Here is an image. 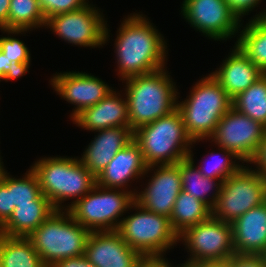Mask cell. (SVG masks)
I'll list each match as a JSON object with an SVG mask.
<instances>
[{
  "label": "cell",
  "mask_w": 266,
  "mask_h": 267,
  "mask_svg": "<svg viewBox=\"0 0 266 267\" xmlns=\"http://www.w3.org/2000/svg\"><path fill=\"white\" fill-rule=\"evenodd\" d=\"M148 18L141 11L133 12L124 16L117 28L113 49L120 82L167 65V39Z\"/></svg>",
  "instance_id": "obj_1"
},
{
  "label": "cell",
  "mask_w": 266,
  "mask_h": 267,
  "mask_svg": "<svg viewBox=\"0 0 266 267\" xmlns=\"http://www.w3.org/2000/svg\"><path fill=\"white\" fill-rule=\"evenodd\" d=\"M167 68L122 81V90L128 103L130 128L133 131L177 108V82H174Z\"/></svg>",
  "instance_id": "obj_2"
},
{
  "label": "cell",
  "mask_w": 266,
  "mask_h": 267,
  "mask_svg": "<svg viewBox=\"0 0 266 267\" xmlns=\"http://www.w3.org/2000/svg\"><path fill=\"white\" fill-rule=\"evenodd\" d=\"M30 167L38 177L41 193L55 210H68L96 184V177L78 156H42Z\"/></svg>",
  "instance_id": "obj_3"
},
{
  "label": "cell",
  "mask_w": 266,
  "mask_h": 267,
  "mask_svg": "<svg viewBox=\"0 0 266 267\" xmlns=\"http://www.w3.org/2000/svg\"><path fill=\"white\" fill-rule=\"evenodd\" d=\"M177 93V109L193 144L208 140L223 115L232 107V98L210 74L190 88L185 99ZM182 100V101H181Z\"/></svg>",
  "instance_id": "obj_4"
},
{
  "label": "cell",
  "mask_w": 266,
  "mask_h": 267,
  "mask_svg": "<svg viewBox=\"0 0 266 267\" xmlns=\"http://www.w3.org/2000/svg\"><path fill=\"white\" fill-rule=\"evenodd\" d=\"M133 140L140 146L147 166L176 164L188 158L192 146L195 148L177 108L137 128Z\"/></svg>",
  "instance_id": "obj_5"
},
{
  "label": "cell",
  "mask_w": 266,
  "mask_h": 267,
  "mask_svg": "<svg viewBox=\"0 0 266 267\" xmlns=\"http://www.w3.org/2000/svg\"><path fill=\"white\" fill-rule=\"evenodd\" d=\"M90 233L68 210H55L27 237L44 266L50 267L65 258L84 255Z\"/></svg>",
  "instance_id": "obj_6"
},
{
  "label": "cell",
  "mask_w": 266,
  "mask_h": 267,
  "mask_svg": "<svg viewBox=\"0 0 266 267\" xmlns=\"http://www.w3.org/2000/svg\"><path fill=\"white\" fill-rule=\"evenodd\" d=\"M129 210L132 213L123 217L116 231L143 258H164L165 253L178 245L179 236L169 218L145 209L136 201Z\"/></svg>",
  "instance_id": "obj_7"
},
{
  "label": "cell",
  "mask_w": 266,
  "mask_h": 267,
  "mask_svg": "<svg viewBox=\"0 0 266 267\" xmlns=\"http://www.w3.org/2000/svg\"><path fill=\"white\" fill-rule=\"evenodd\" d=\"M134 201L135 195L132 192L95 184L68 211L79 224L91 232L116 231L123 216L130 213L129 207Z\"/></svg>",
  "instance_id": "obj_8"
},
{
  "label": "cell",
  "mask_w": 266,
  "mask_h": 267,
  "mask_svg": "<svg viewBox=\"0 0 266 267\" xmlns=\"http://www.w3.org/2000/svg\"><path fill=\"white\" fill-rule=\"evenodd\" d=\"M107 22L103 10L91 1L79 10L46 19L44 29H50L66 43L92 49L109 43L111 31Z\"/></svg>",
  "instance_id": "obj_9"
},
{
  "label": "cell",
  "mask_w": 266,
  "mask_h": 267,
  "mask_svg": "<svg viewBox=\"0 0 266 267\" xmlns=\"http://www.w3.org/2000/svg\"><path fill=\"white\" fill-rule=\"evenodd\" d=\"M179 243L189 252L186 261L180 263L187 267L204 262L226 261L235 254L232 225L212 216L187 228L179 235Z\"/></svg>",
  "instance_id": "obj_10"
},
{
  "label": "cell",
  "mask_w": 266,
  "mask_h": 267,
  "mask_svg": "<svg viewBox=\"0 0 266 267\" xmlns=\"http://www.w3.org/2000/svg\"><path fill=\"white\" fill-rule=\"evenodd\" d=\"M266 201V180L248 165L222 182L212 217L233 223L245 212Z\"/></svg>",
  "instance_id": "obj_11"
},
{
  "label": "cell",
  "mask_w": 266,
  "mask_h": 267,
  "mask_svg": "<svg viewBox=\"0 0 266 267\" xmlns=\"http://www.w3.org/2000/svg\"><path fill=\"white\" fill-rule=\"evenodd\" d=\"M181 3V17L207 39L227 42L237 37L241 21L225 0H183Z\"/></svg>",
  "instance_id": "obj_12"
},
{
  "label": "cell",
  "mask_w": 266,
  "mask_h": 267,
  "mask_svg": "<svg viewBox=\"0 0 266 267\" xmlns=\"http://www.w3.org/2000/svg\"><path fill=\"white\" fill-rule=\"evenodd\" d=\"M265 132L266 127L260 122L231 107L220 119L209 139L205 141L232 151L247 165L256 153Z\"/></svg>",
  "instance_id": "obj_13"
},
{
  "label": "cell",
  "mask_w": 266,
  "mask_h": 267,
  "mask_svg": "<svg viewBox=\"0 0 266 267\" xmlns=\"http://www.w3.org/2000/svg\"><path fill=\"white\" fill-rule=\"evenodd\" d=\"M49 79L53 92L74 105L69 115L71 121L84 109L100 102L114 88L98 76L76 70L56 72Z\"/></svg>",
  "instance_id": "obj_14"
},
{
  "label": "cell",
  "mask_w": 266,
  "mask_h": 267,
  "mask_svg": "<svg viewBox=\"0 0 266 267\" xmlns=\"http://www.w3.org/2000/svg\"><path fill=\"white\" fill-rule=\"evenodd\" d=\"M148 173H152V176ZM145 176L150 178L146 179L148 182L141 188L142 191L140 188L137 190L135 201L151 212L170 218L175 201L182 191L179 162L148 166L144 178Z\"/></svg>",
  "instance_id": "obj_15"
},
{
  "label": "cell",
  "mask_w": 266,
  "mask_h": 267,
  "mask_svg": "<svg viewBox=\"0 0 266 267\" xmlns=\"http://www.w3.org/2000/svg\"><path fill=\"white\" fill-rule=\"evenodd\" d=\"M84 255L95 267H137L144 259L117 231H92Z\"/></svg>",
  "instance_id": "obj_16"
},
{
  "label": "cell",
  "mask_w": 266,
  "mask_h": 267,
  "mask_svg": "<svg viewBox=\"0 0 266 267\" xmlns=\"http://www.w3.org/2000/svg\"><path fill=\"white\" fill-rule=\"evenodd\" d=\"M147 167L140 146L132 140L125 148L118 151L102 173L96 177V184L106 188L122 189L136 195L138 187L133 189L131 184L133 181L137 183L144 179Z\"/></svg>",
  "instance_id": "obj_17"
},
{
  "label": "cell",
  "mask_w": 266,
  "mask_h": 267,
  "mask_svg": "<svg viewBox=\"0 0 266 267\" xmlns=\"http://www.w3.org/2000/svg\"><path fill=\"white\" fill-rule=\"evenodd\" d=\"M113 89L100 102L84 109L73 120L77 127L88 132L112 127H130L127 98Z\"/></svg>",
  "instance_id": "obj_18"
},
{
  "label": "cell",
  "mask_w": 266,
  "mask_h": 267,
  "mask_svg": "<svg viewBox=\"0 0 266 267\" xmlns=\"http://www.w3.org/2000/svg\"><path fill=\"white\" fill-rule=\"evenodd\" d=\"M94 134L95 137L86 146L79 159L97 177L118 151L131 143L134 131L130 127H112L95 131Z\"/></svg>",
  "instance_id": "obj_19"
},
{
  "label": "cell",
  "mask_w": 266,
  "mask_h": 267,
  "mask_svg": "<svg viewBox=\"0 0 266 267\" xmlns=\"http://www.w3.org/2000/svg\"><path fill=\"white\" fill-rule=\"evenodd\" d=\"M230 50L220 66L210 73L233 99L264 73L235 44Z\"/></svg>",
  "instance_id": "obj_20"
},
{
  "label": "cell",
  "mask_w": 266,
  "mask_h": 267,
  "mask_svg": "<svg viewBox=\"0 0 266 267\" xmlns=\"http://www.w3.org/2000/svg\"><path fill=\"white\" fill-rule=\"evenodd\" d=\"M231 225L235 253L266 254V201L245 212Z\"/></svg>",
  "instance_id": "obj_21"
},
{
  "label": "cell",
  "mask_w": 266,
  "mask_h": 267,
  "mask_svg": "<svg viewBox=\"0 0 266 267\" xmlns=\"http://www.w3.org/2000/svg\"><path fill=\"white\" fill-rule=\"evenodd\" d=\"M54 211L49 199L41 194L33 203L17 205L9 219L0 227V234L27 237Z\"/></svg>",
  "instance_id": "obj_22"
},
{
  "label": "cell",
  "mask_w": 266,
  "mask_h": 267,
  "mask_svg": "<svg viewBox=\"0 0 266 267\" xmlns=\"http://www.w3.org/2000/svg\"><path fill=\"white\" fill-rule=\"evenodd\" d=\"M193 147L188 158L179 161V172L182 181V191L198 198L206 203L211 209L214 207L221 191L222 181L203 176L195 166Z\"/></svg>",
  "instance_id": "obj_23"
},
{
  "label": "cell",
  "mask_w": 266,
  "mask_h": 267,
  "mask_svg": "<svg viewBox=\"0 0 266 267\" xmlns=\"http://www.w3.org/2000/svg\"><path fill=\"white\" fill-rule=\"evenodd\" d=\"M243 23L234 44L266 73V23L262 19H249L245 25Z\"/></svg>",
  "instance_id": "obj_24"
},
{
  "label": "cell",
  "mask_w": 266,
  "mask_h": 267,
  "mask_svg": "<svg viewBox=\"0 0 266 267\" xmlns=\"http://www.w3.org/2000/svg\"><path fill=\"white\" fill-rule=\"evenodd\" d=\"M0 267H45L31 240L0 234Z\"/></svg>",
  "instance_id": "obj_25"
},
{
  "label": "cell",
  "mask_w": 266,
  "mask_h": 267,
  "mask_svg": "<svg viewBox=\"0 0 266 267\" xmlns=\"http://www.w3.org/2000/svg\"><path fill=\"white\" fill-rule=\"evenodd\" d=\"M211 216L212 209L206 203L181 191L169 219L173 230L179 236L187 228L206 221Z\"/></svg>",
  "instance_id": "obj_26"
},
{
  "label": "cell",
  "mask_w": 266,
  "mask_h": 267,
  "mask_svg": "<svg viewBox=\"0 0 266 267\" xmlns=\"http://www.w3.org/2000/svg\"><path fill=\"white\" fill-rule=\"evenodd\" d=\"M232 107L266 127V73L234 97Z\"/></svg>",
  "instance_id": "obj_27"
},
{
  "label": "cell",
  "mask_w": 266,
  "mask_h": 267,
  "mask_svg": "<svg viewBox=\"0 0 266 267\" xmlns=\"http://www.w3.org/2000/svg\"><path fill=\"white\" fill-rule=\"evenodd\" d=\"M211 150L209 151L210 153L208 152V154L204 155V159L201 158L202 161L200 160L198 165H195L201 174L207 178L217 179L223 182L246 165L232 151L218 146L216 150ZM206 156H209L211 160L206 159Z\"/></svg>",
  "instance_id": "obj_28"
},
{
  "label": "cell",
  "mask_w": 266,
  "mask_h": 267,
  "mask_svg": "<svg viewBox=\"0 0 266 267\" xmlns=\"http://www.w3.org/2000/svg\"><path fill=\"white\" fill-rule=\"evenodd\" d=\"M46 19L38 0H11L8 13V29L30 30L44 28Z\"/></svg>",
  "instance_id": "obj_29"
},
{
  "label": "cell",
  "mask_w": 266,
  "mask_h": 267,
  "mask_svg": "<svg viewBox=\"0 0 266 267\" xmlns=\"http://www.w3.org/2000/svg\"><path fill=\"white\" fill-rule=\"evenodd\" d=\"M0 181L11 192V207L33 203L42 194L38 177L31 167L20 178L18 176L13 177L4 169Z\"/></svg>",
  "instance_id": "obj_30"
},
{
  "label": "cell",
  "mask_w": 266,
  "mask_h": 267,
  "mask_svg": "<svg viewBox=\"0 0 266 267\" xmlns=\"http://www.w3.org/2000/svg\"><path fill=\"white\" fill-rule=\"evenodd\" d=\"M6 34L0 37V50L12 61L25 75L29 73L31 64V52L25 42L16 36L30 32V30L0 29Z\"/></svg>",
  "instance_id": "obj_31"
},
{
  "label": "cell",
  "mask_w": 266,
  "mask_h": 267,
  "mask_svg": "<svg viewBox=\"0 0 266 267\" xmlns=\"http://www.w3.org/2000/svg\"><path fill=\"white\" fill-rule=\"evenodd\" d=\"M89 0H38V4L45 17H50L79 10L86 6Z\"/></svg>",
  "instance_id": "obj_32"
},
{
  "label": "cell",
  "mask_w": 266,
  "mask_h": 267,
  "mask_svg": "<svg viewBox=\"0 0 266 267\" xmlns=\"http://www.w3.org/2000/svg\"><path fill=\"white\" fill-rule=\"evenodd\" d=\"M228 261L232 267H266V257L262 254H233Z\"/></svg>",
  "instance_id": "obj_33"
},
{
  "label": "cell",
  "mask_w": 266,
  "mask_h": 267,
  "mask_svg": "<svg viewBox=\"0 0 266 267\" xmlns=\"http://www.w3.org/2000/svg\"><path fill=\"white\" fill-rule=\"evenodd\" d=\"M25 74L0 50V82L18 80Z\"/></svg>",
  "instance_id": "obj_34"
},
{
  "label": "cell",
  "mask_w": 266,
  "mask_h": 267,
  "mask_svg": "<svg viewBox=\"0 0 266 267\" xmlns=\"http://www.w3.org/2000/svg\"><path fill=\"white\" fill-rule=\"evenodd\" d=\"M230 10L238 17L242 22L244 21L242 17L249 15L254 12L256 7H260L262 0H225ZM264 2V0H263ZM254 9V10H253Z\"/></svg>",
  "instance_id": "obj_35"
},
{
  "label": "cell",
  "mask_w": 266,
  "mask_h": 267,
  "mask_svg": "<svg viewBox=\"0 0 266 267\" xmlns=\"http://www.w3.org/2000/svg\"><path fill=\"white\" fill-rule=\"evenodd\" d=\"M254 166H250V165ZM247 165L255 172L261 175V177L266 180V132L262 141L260 142L258 149L252 159L247 163ZM253 167V168H252Z\"/></svg>",
  "instance_id": "obj_36"
},
{
  "label": "cell",
  "mask_w": 266,
  "mask_h": 267,
  "mask_svg": "<svg viewBox=\"0 0 266 267\" xmlns=\"http://www.w3.org/2000/svg\"><path fill=\"white\" fill-rule=\"evenodd\" d=\"M15 207H11V192L0 181V227L12 215Z\"/></svg>",
  "instance_id": "obj_37"
},
{
  "label": "cell",
  "mask_w": 266,
  "mask_h": 267,
  "mask_svg": "<svg viewBox=\"0 0 266 267\" xmlns=\"http://www.w3.org/2000/svg\"><path fill=\"white\" fill-rule=\"evenodd\" d=\"M50 267H95L85 255L65 258Z\"/></svg>",
  "instance_id": "obj_38"
},
{
  "label": "cell",
  "mask_w": 266,
  "mask_h": 267,
  "mask_svg": "<svg viewBox=\"0 0 266 267\" xmlns=\"http://www.w3.org/2000/svg\"><path fill=\"white\" fill-rule=\"evenodd\" d=\"M168 258H144L137 267H175Z\"/></svg>",
  "instance_id": "obj_39"
},
{
  "label": "cell",
  "mask_w": 266,
  "mask_h": 267,
  "mask_svg": "<svg viewBox=\"0 0 266 267\" xmlns=\"http://www.w3.org/2000/svg\"><path fill=\"white\" fill-rule=\"evenodd\" d=\"M11 0H0V29H8V13Z\"/></svg>",
  "instance_id": "obj_40"
},
{
  "label": "cell",
  "mask_w": 266,
  "mask_h": 267,
  "mask_svg": "<svg viewBox=\"0 0 266 267\" xmlns=\"http://www.w3.org/2000/svg\"><path fill=\"white\" fill-rule=\"evenodd\" d=\"M193 267H232L231 263L226 260V261H215V262H204L197 264Z\"/></svg>",
  "instance_id": "obj_41"
},
{
  "label": "cell",
  "mask_w": 266,
  "mask_h": 267,
  "mask_svg": "<svg viewBox=\"0 0 266 267\" xmlns=\"http://www.w3.org/2000/svg\"><path fill=\"white\" fill-rule=\"evenodd\" d=\"M250 19H262L265 23H266V8L264 7V9H262L261 11H259V13H255V15L250 17Z\"/></svg>",
  "instance_id": "obj_42"
},
{
  "label": "cell",
  "mask_w": 266,
  "mask_h": 267,
  "mask_svg": "<svg viewBox=\"0 0 266 267\" xmlns=\"http://www.w3.org/2000/svg\"><path fill=\"white\" fill-rule=\"evenodd\" d=\"M6 166H4V162L2 161V159H0V176L3 172V170L5 169Z\"/></svg>",
  "instance_id": "obj_43"
},
{
  "label": "cell",
  "mask_w": 266,
  "mask_h": 267,
  "mask_svg": "<svg viewBox=\"0 0 266 267\" xmlns=\"http://www.w3.org/2000/svg\"><path fill=\"white\" fill-rule=\"evenodd\" d=\"M175 267H187V266H183V265L178 264L177 266L175 265Z\"/></svg>",
  "instance_id": "obj_44"
}]
</instances>
